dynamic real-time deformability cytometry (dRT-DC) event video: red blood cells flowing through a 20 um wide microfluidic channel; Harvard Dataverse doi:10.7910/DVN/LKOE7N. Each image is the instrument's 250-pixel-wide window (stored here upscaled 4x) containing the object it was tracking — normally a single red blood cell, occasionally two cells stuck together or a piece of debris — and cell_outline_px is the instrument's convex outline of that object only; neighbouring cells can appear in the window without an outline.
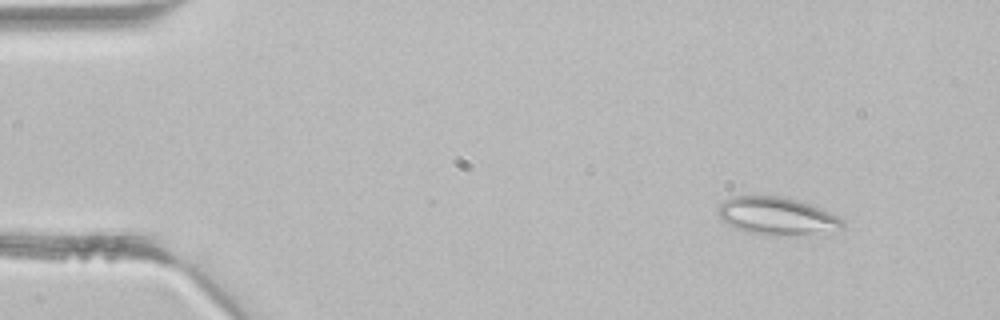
{"species": "common noctule bat (a hibernating species)", "species_latin": "Nyctalus noctula", "temperature_condition": "room temperature", "stored_images_in_passage": 40, "segment_of_instrument_passage": [1, 2], "camera_frame_rate_fps": 3000, "um_per_image_px": 0.085, "animal": {"sex": "male", "body_mass_g": 21.5, "forearm_length_mm": 52.0}, "frame": {"image": 1, "passage_image": 1, "time_ms": 0.0, "image_size_px": [1000, 320], "cell_outline_px": [[844, 228], [812, 232], [776, 236], [764, 236], [744, 232], [720, 220], [716, 212], [716, 208], [724, 200], [732, 196], [780, 196], [800, 200], [812, 204], [844, 220]], "centroid_in_image_um": [65.93, 18.35], "position_along_channel_um": 19.1, "area_um2": 27.4}}
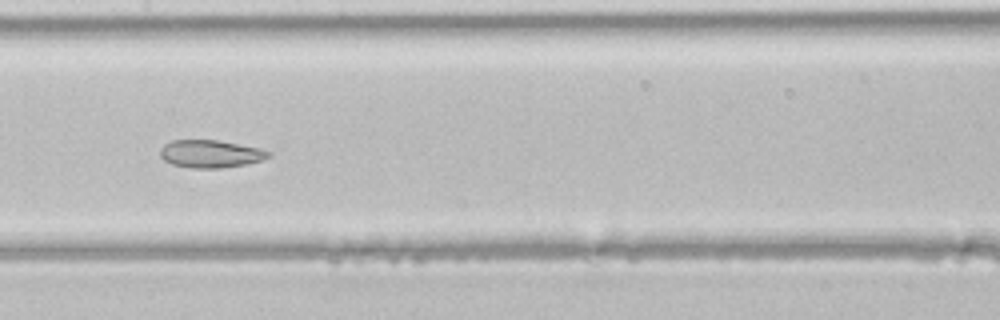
{"frame": {"image": 2, "passage_image": 18, "time_ms": 5.667, "image_size_px": [1000, 320], "cell_outline_px": [[272, 156], [264, 160], [248, 164], [220, 168], [192, 168], [172, 164], [164, 160], [160, 156], [160, 148], [164, 144], [172, 140], [216, 140], [260, 148], [272, 152]], "centroid_in_image_um": [17.92, 13.08], "position_along_channel_um": 189.5, "area_um2": 17.63}}
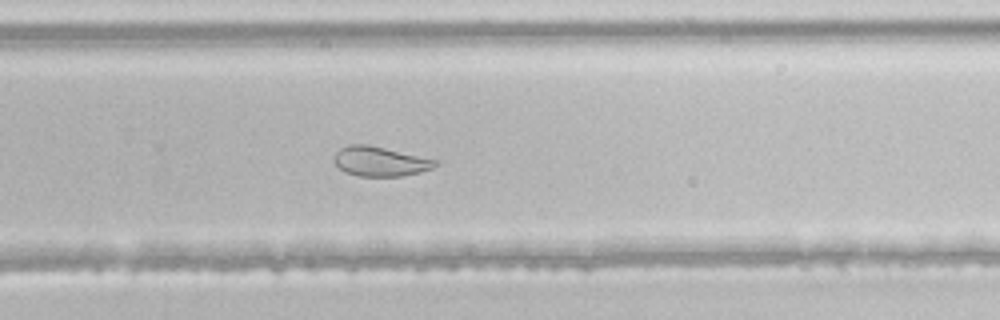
{"frame": {"image": 3, "passage_image": 25, "time_ms": 8.0, "image_size_px": [1000, 320], "cell_outline_px": [[436, 164], [432, 168], [420, 172], [404, 176], [360, 176], [344, 172], [332, 160], [336, 152], [340, 148], [348, 144], [368, 144], [436, 160]], "centroid_in_image_um": [32.25, 13.72], "position_along_channel_um": 297.6, "area_um2": 17.34}}